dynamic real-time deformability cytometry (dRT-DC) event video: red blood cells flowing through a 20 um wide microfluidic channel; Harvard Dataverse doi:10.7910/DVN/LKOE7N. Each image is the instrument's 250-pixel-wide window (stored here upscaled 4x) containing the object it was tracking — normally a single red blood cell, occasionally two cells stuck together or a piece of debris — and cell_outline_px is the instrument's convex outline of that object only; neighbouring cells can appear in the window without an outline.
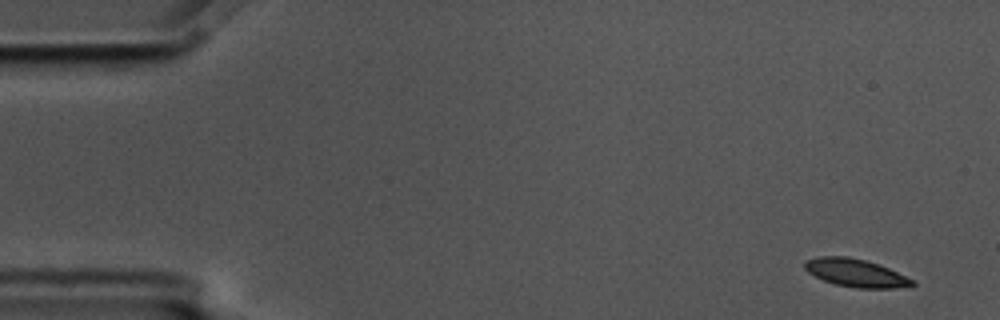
{"species": "common noctule bat (a hibernating species)", "species_latin": "Nyctalus noctula", "temperature_condition": "cold", "stored_images_in_passage": 4, "camera_frame_rate_fps": 3000, "um_per_image_px": 0.085, "animal": {"sex": "male", "body_mass_g": 17.5, "forearm_length_mm": 52.3}, "frame": {"image": 1, "passage_image": 1, "time_ms": 0.0, "image_size_px": [1000, 320], "cell_outline_px": [[916, 284], [892, 288], [856, 288], [836, 284], [824, 280], [808, 272], [804, 268], [804, 260], [816, 256], [848, 256], [864, 260], [888, 268], [916, 280]], "centroid_in_image_um": [72.71, 23.18], "position_along_channel_um": 12.3, "area_um2": 17.4}}
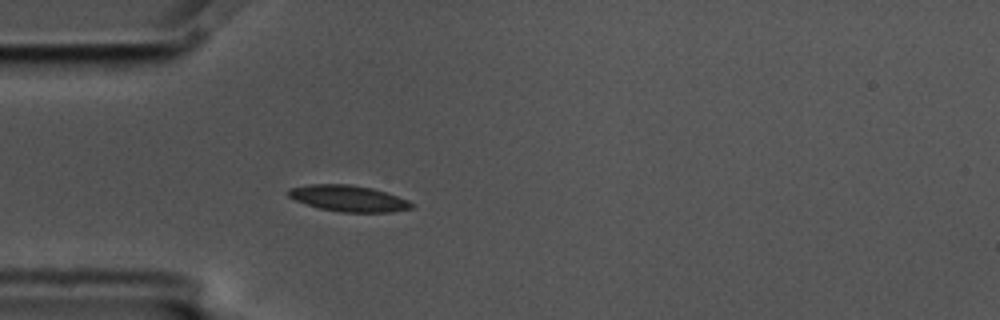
{"frame": {"image": 2, "passage_image": 4, "time_ms": 1.0, "image_size_px": [1000, 320], "cell_outline_px": [[416, 204], [412, 208], [392, 212], [340, 212], [320, 208], [296, 200], [288, 196], [288, 188], [308, 184], [348, 184], [372, 188], [388, 192], [408, 200]], "centroid_in_image_um": [29.66, 16.86], "position_along_channel_um": 55.3, "area_um2": 18.84}}